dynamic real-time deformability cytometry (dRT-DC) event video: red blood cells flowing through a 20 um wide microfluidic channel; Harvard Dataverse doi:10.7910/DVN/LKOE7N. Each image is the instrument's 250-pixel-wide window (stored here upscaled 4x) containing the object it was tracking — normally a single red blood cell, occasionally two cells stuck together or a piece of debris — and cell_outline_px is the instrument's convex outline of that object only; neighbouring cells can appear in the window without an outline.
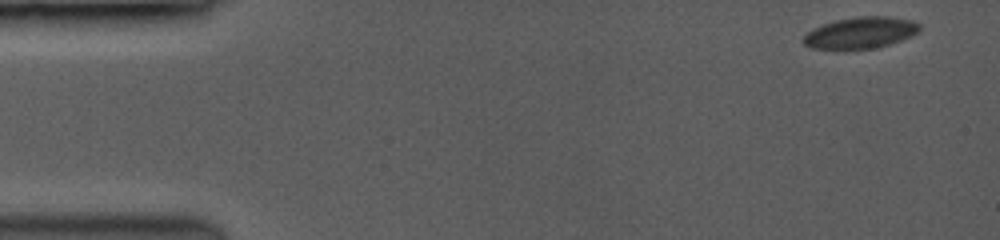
{"species": "common noctule bat (a hibernating species)", "species_latin": "Nyctalus noctula", "temperature_condition": "room temperature", "stored_images_in_passage": 36, "camera_frame_rate_fps": 3500, "um_per_image_px": 0.085, "animal": {"sex": "female", "body_mass_g": 19.0, "forearm_length_mm": 53.3}, "frame": {"image": 1, "passage_image": 1, "time_ms": 0.0, "image_size_px": [1000, 240], "cell_outline_px": [[920, 28], [916, 32], [900, 40], [888, 44], [868, 48], [816, 48], [804, 44], [804, 36], [808, 32], [824, 24], [840, 20], [864, 16], [884, 16], [908, 20], [920, 24]], "centroid_in_image_um": [73.15, 2.77], "position_along_channel_um": 11.8, "area_um2": 20.11}}
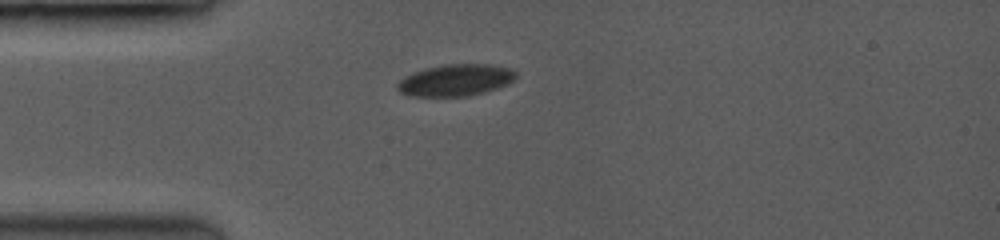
{"frame": {"image": 2, "passage_image": 18, "time_ms": 3.714, "image_size_px": [1000, 240], "cell_outline_px": [[516, 76], [512, 80], [504, 84], [480, 92], [464, 96], [416, 96], [400, 92], [396, 88], [396, 84], [400, 80], [416, 72], [428, 68], [448, 64], [484, 64], [508, 68], [516, 72]], "centroid_in_image_um": [38.68, 6.81], "position_along_channel_um": 46.3, "area_um2": 20.98}}
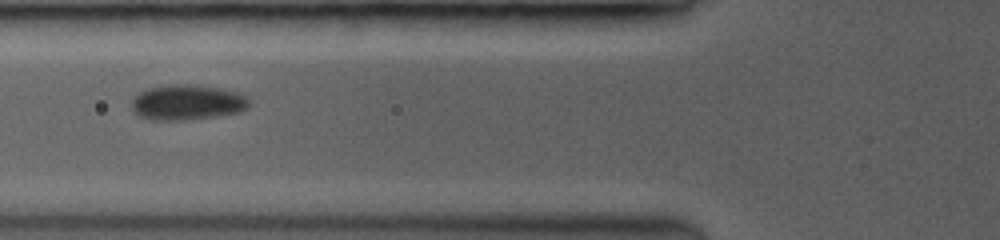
{"frame": {"image": 3, "passage_image": 35, "time_ms": 5.714, "image_size_px": [1000, 240], "cell_outline_px": [[248, 104], [240, 112], [212, 116], [180, 120], [156, 120], [140, 116], [132, 108], [132, 104], [136, 96], [140, 92], [148, 88], [176, 84], [188, 84], [216, 88], [232, 92], [244, 96], [248, 100]], "centroid_in_image_um": [15.86, 8.7], "position_along_channel_um": 109.9, "area_um2": 23.24}}